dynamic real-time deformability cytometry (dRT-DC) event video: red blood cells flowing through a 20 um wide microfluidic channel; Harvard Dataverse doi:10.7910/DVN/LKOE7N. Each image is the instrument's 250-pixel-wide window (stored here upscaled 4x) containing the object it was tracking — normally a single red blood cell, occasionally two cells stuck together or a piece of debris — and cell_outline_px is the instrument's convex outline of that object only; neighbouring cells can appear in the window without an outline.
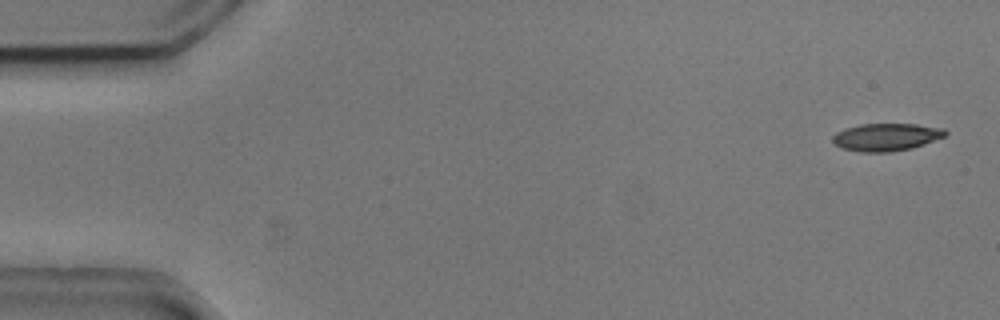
{"species": "common noctule bat (a hibernating species)", "species_latin": "Nyctalus noctula", "temperature_condition": "cold", "stored_images_in_passage": 54, "camera_frame_rate_fps": 3000, "um_per_image_px": 0.085, "animal": {"sex": "male", "body_mass_g": 20.5, "forearm_length_mm": 52.5}, "frame": {"image": 1, "passage_image": 2, "time_ms": 0.333, "image_size_px": [1000, 320], "cell_outline_px": [[948, 132], [944, 136], [924, 144], [912, 148], [892, 152], [860, 152], [840, 148], [832, 140], [832, 136], [836, 132], [844, 128], [860, 124], [916, 124], [944, 128]], "centroid_in_image_um": [75.31, 11.65], "position_along_channel_um": 9.7, "area_um2": 18.21}}
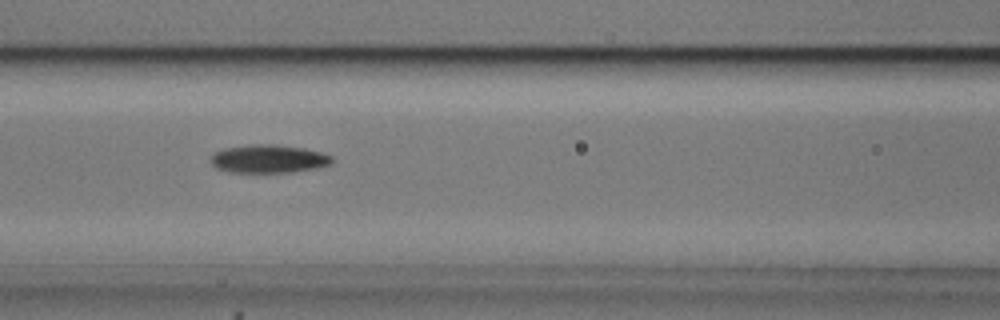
{"frame": {"image": 2, "passage_image": 23, "time_ms": 7.333, "image_size_px": [1000, 320], "cell_outline_px": [[332, 164], [316, 168], [292, 172], [228, 172], [216, 168], [212, 164], [212, 156], [216, 152], [224, 148], [252, 144], [272, 144], [304, 148], [320, 152], [332, 156]], "centroid_in_image_um": [22.84, 13.5], "position_along_channel_um": 143.8, "area_um2": 19.83}}
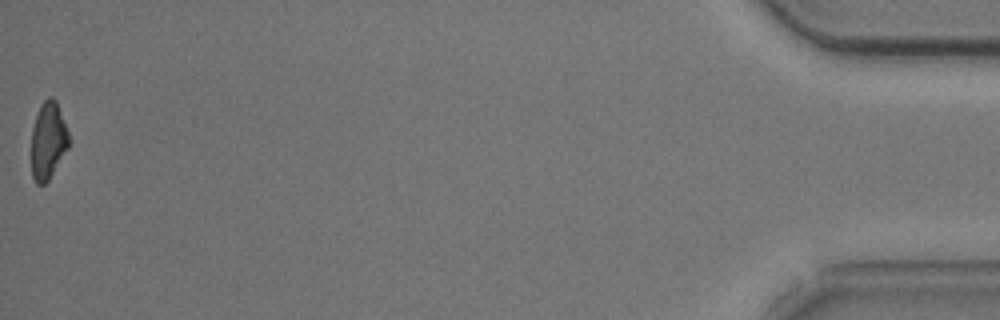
{"frame": {"image": 3, "passage_image": 54, "time_ms": 17.667, "image_size_px": [1000, 320], "cell_outline_px": [[72, 140], [68, 148], [48, 180], [44, 184], [36, 184], [32, 176], [32, 128], [40, 104], [48, 96], [52, 96], [56, 100]], "centroid_in_image_um": [4.11, 11.92], "position_along_channel_um": 431.1, "area_um2": 16.99}, "authors_computed_cell_mechanics": {"area_um2": 18.7561, "velocity_mm_per_s": 3.7325, "shape_relaxation_time_tau1_ms": 3.322, "shape_relaxation_time_tau2_ms": 4.7116, "deformation_change_tau1": 0.1325, "deformation_change_tau2": 0.1249}}